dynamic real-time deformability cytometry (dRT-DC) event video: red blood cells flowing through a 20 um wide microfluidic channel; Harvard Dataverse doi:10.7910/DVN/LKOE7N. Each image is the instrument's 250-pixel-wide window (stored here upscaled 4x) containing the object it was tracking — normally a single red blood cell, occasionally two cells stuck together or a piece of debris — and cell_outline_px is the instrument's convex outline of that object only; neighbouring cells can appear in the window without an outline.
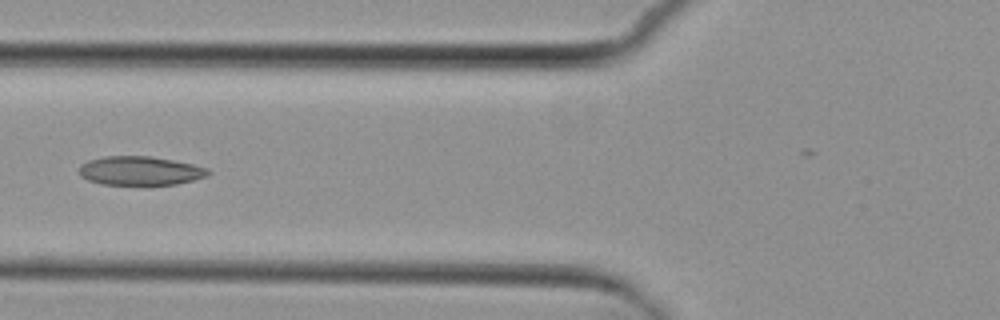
{"species": "common noctule bat (a hibernating species)", "species_latin": "Nyctalus noctula", "temperature_condition": "cold", "stored_images_in_passage": 7, "camera_frame_rate_fps": 3000, "um_per_image_px": 0.085, "animal": {"sex": "female", "body_mass_g": 29.2, "forearm_length_mm": 56.3}, "frame": {"image": 1, "passage_image": 7, "time_ms": 7.0, "image_size_px": [1000, 320], "cell_outline_px": [[212, 172], [208, 176], [176, 184], [152, 188], [148, 188], [104, 184], [88, 180], [80, 176], [80, 164], [88, 160], [104, 156], [152, 156], [192, 164], [208, 168]], "centroid_in_image_um": [11.93, 14.56], "position_along_channel_um": 113.9, "area_um2": 22.72}}